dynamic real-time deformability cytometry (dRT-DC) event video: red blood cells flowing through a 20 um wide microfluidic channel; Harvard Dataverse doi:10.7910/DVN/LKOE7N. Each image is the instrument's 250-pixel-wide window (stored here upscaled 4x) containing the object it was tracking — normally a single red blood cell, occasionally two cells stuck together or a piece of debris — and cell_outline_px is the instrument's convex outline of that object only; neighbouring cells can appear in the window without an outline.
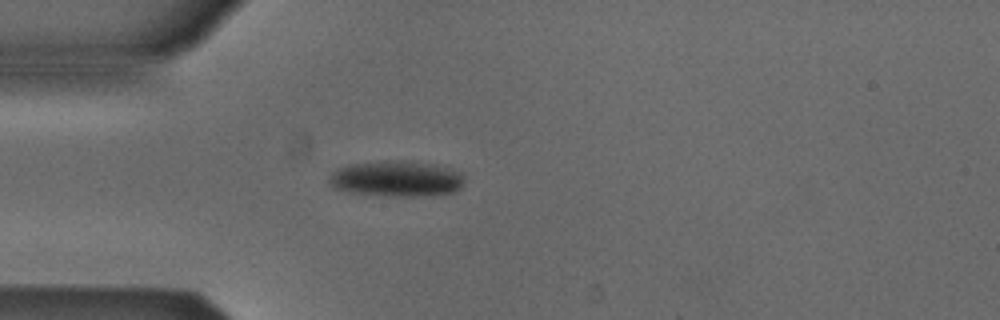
{"species": "Egyptian fruit bat (a non-hibernating species)", "species_latin": "Rousettus aegyptiacus", "temperature_condition": "cold", "stored_images_in_passage": 41, "camera_frame_rate_fps": 3000, "um_per_image_px": 0.085, "animal": {"sex": "male"}, "frame": {"image": 1, "passage_image": 6, "time_ms": 1.667, "image_size_px": [1000, 320], "cell_outline_px": [[464, 180], [460, 188], [452, 192], [412, 196], [400, 196], [352, 192], [332, 188], [328, 180], [332, 172], [336, 168], [348, 164], [380, 160], [412, 160], [432, 164], [460, 172], [464, 176]], "centroid_in_image_um": [33.65, 15.15], "position_along_channel_um": 51.4, "area_um2": 28.15}}
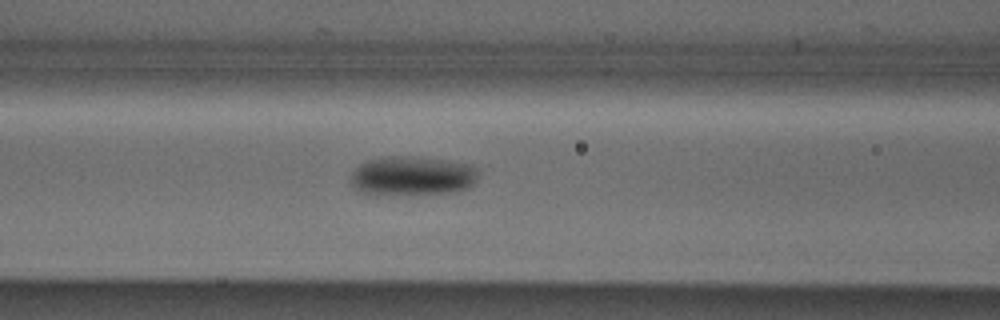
{"frame": {"image": 2, "passage_image": 13, "time_ms": 4.0, "image_size_px": [1000, 320], "cell_outline_px": [[476, 180], [468, 188], [456, 192], [376, 196], [360, 192], [352, 184], [352, 172], [360, 164], [368, 160], [388, 156], [404, 156], [444, 160], [472, 164], [476, 168]], "centroid_in_image_um": [35.02, 14.97], "position_along_channel_um": 131.6, "area_um2": 29.36}}
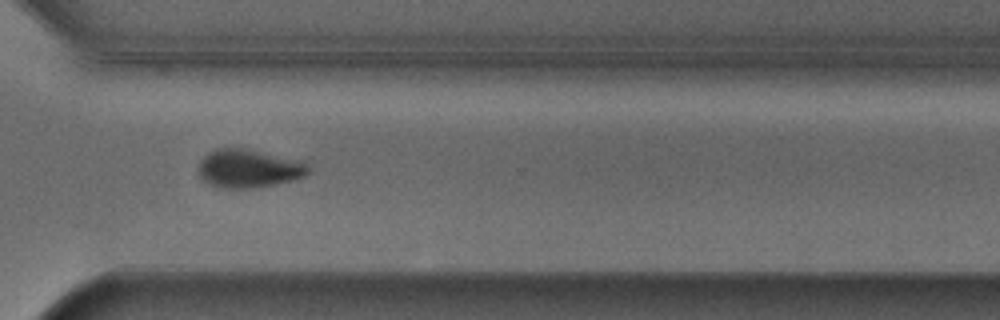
{"frame": {"image": 3, "passage_image": 30, "time_ms": 9.667, "image_size_px": [1000, 320], "cell_outline_px": [[312, 168], [304, 176], [292, 180], [272, 184], [248, 188], [224, 188], [212, 184], [204, 180], [200, 176], [200, 160], [208, 152], [216, 148], [244, 148], [304, 160]], "centroid_in_image_um": [21.19, 14.29], "position_along_channel_um": 349.4, "area_um2": 24.45}, "authors_computed_cell_mechanics": {"area_um2": 26.7036, "velocity_mm_per_s": 3.8512, "shape_relaxation_time_tau1_ms": 2.4727, "shape_relaxation_time_tau2_ms": null, "deformation_change_tau1": 0.1033, "deformation_change_tau2": null}}